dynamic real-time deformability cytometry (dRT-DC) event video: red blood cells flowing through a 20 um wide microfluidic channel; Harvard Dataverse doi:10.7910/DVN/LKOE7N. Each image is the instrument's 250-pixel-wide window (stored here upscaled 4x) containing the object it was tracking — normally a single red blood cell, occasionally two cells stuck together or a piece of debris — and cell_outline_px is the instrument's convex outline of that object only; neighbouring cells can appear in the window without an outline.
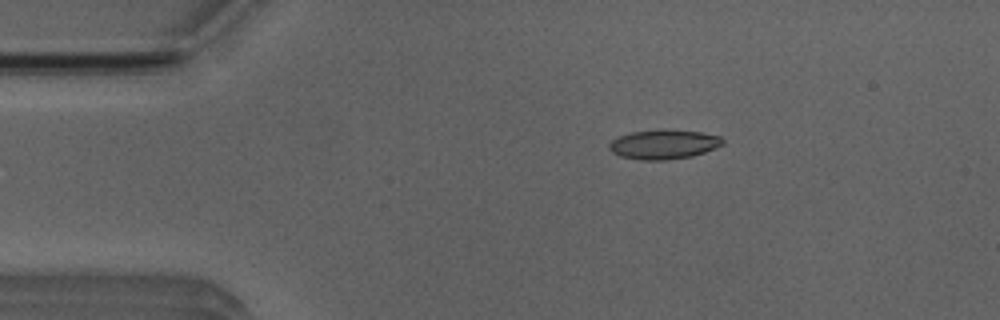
{"species": "Egyptian fruit bat (a non-hibernating species)", "species_latin": "Rousettus aegyptiacus", "temperature_condition": "room temperature", "stored_images_in_passage": 2, "camera_frame_rate_fps": 3000, "um_per_image_px": 0.085, "animal": {"sex": "male"}, "frame": {"image": 1, "passage_image": 1, "time_ms": 0.0, "image_size_px": [1000, 320], "cell_outline_px": [[724, 144], [704, 152], [692, 156], [664, 160], [640, 160], [620, 156], [612, 152], [608, 148], [608, 144], [612, 140], [620, 136], [632, 132], [660, 128], [664, 128], [700, 132], [720, 136], [724, 140]], "centroid_in_image_um": [56.4, 12.25], "position_along_channel_um": 28.6, "area_um2": 19.65}}